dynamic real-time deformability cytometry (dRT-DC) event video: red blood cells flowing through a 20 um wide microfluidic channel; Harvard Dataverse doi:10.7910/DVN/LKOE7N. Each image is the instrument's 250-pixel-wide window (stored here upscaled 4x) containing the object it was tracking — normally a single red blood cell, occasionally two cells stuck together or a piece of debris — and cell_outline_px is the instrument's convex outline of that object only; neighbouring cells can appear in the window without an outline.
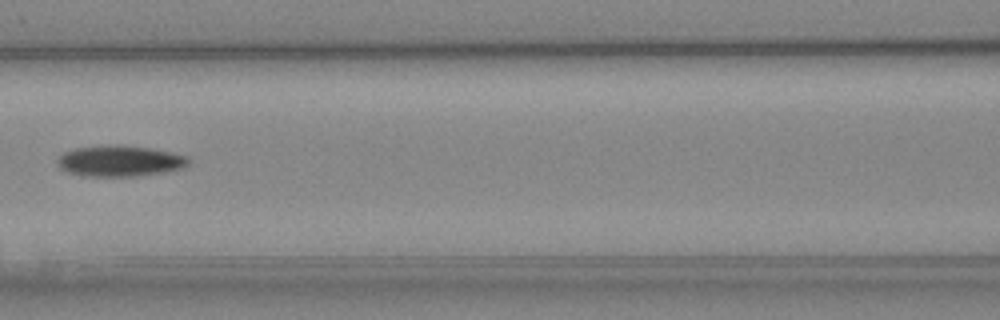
{"species": "Egyptian fruit bat (a non-hibernating species)", "species_latin": "Rousettus aegyptiacus", "temperature_condition": "cold", "stored_images_in_passage": 7, "camera_frame_rate_fps": 3000, "um_per_image_px": 0.085, "animal": {"sex": "female"}, "frame": {"image": 1, "passage_image": 7, "time_ms": 7.0, "image_size_px": [1000, 320], "cell_outline_px": [[192, 160], [184, 168], [164, 172], [136, 176], [88, 176], [68, 172], [60, 168], [56, 160], [64, 152], [76, 148], [108, 144], [116, 144], [148, 148], [172, 152], [188, 156]], "centroid_in_image_um": [10.22, 13.67], "position_along_channel_um": 156.4, "area_um2": 23.76}}